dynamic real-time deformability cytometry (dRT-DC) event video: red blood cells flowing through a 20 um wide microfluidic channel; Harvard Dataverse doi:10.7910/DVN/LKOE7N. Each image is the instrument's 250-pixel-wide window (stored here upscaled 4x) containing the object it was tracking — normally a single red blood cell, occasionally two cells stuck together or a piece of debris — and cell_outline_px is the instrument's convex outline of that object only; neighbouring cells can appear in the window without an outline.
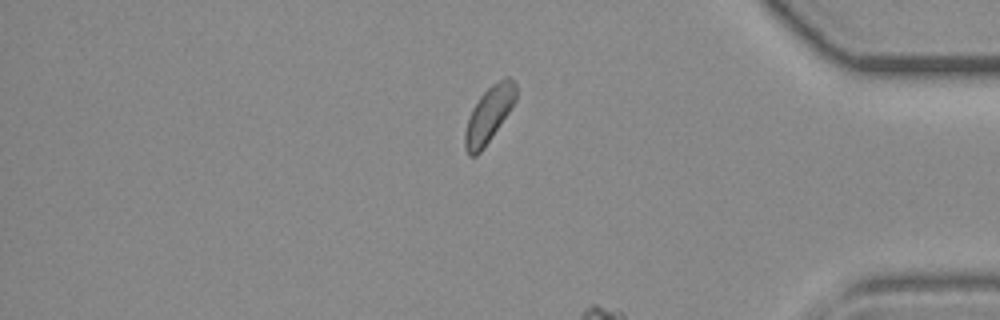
{"species": "common noctule bat (a hibernating species)", "species_latin": "Nyctalus noctula", "temperature_condition": "room temperature", "stored_images_in_passage": 39, "camera_frame_rate_fps": 3000, "um_per_image_px": 0.085, "animal": {"sex": "female", "body_mass_g": 19.3, "forearm_length_mm": 54.1}, "frame": {"image": 1, "passage_image": 32, "time_ms": 10.333, "image_size_px": [1000, 320], "cell_outline_px": [[516, 100], [484, 148], [476, 156], [468, 156], [464, 148], [464, 132], [472, 108], [480, 96], [492, 84], [508, 76], [516, 80]], "centroid_in_image_um": [41.54, 9.74], "position_along_channel_um": 393.7, "area_um2": 16.47}}
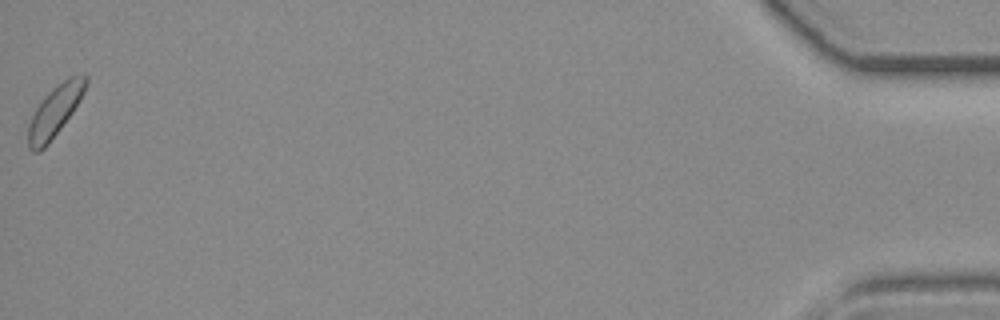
{"frame": {"image": 2, "passage_image": 39, "time_ms": 12.667, "image_size_px": [1000, 320], "cell_outline_px": [[88, 84], [80, 100], [72, 112], [48, 144], [40, 152], [32, 152], [28, 148], [28, 124], [36, 108], [44, 96], [56, 84], [68, 76], [84, 72], [88, 76]], "centroid_in_image_um": [4.69, 9.39], "position_along_channel_um": 430.5, "area_um2": 17.28}}